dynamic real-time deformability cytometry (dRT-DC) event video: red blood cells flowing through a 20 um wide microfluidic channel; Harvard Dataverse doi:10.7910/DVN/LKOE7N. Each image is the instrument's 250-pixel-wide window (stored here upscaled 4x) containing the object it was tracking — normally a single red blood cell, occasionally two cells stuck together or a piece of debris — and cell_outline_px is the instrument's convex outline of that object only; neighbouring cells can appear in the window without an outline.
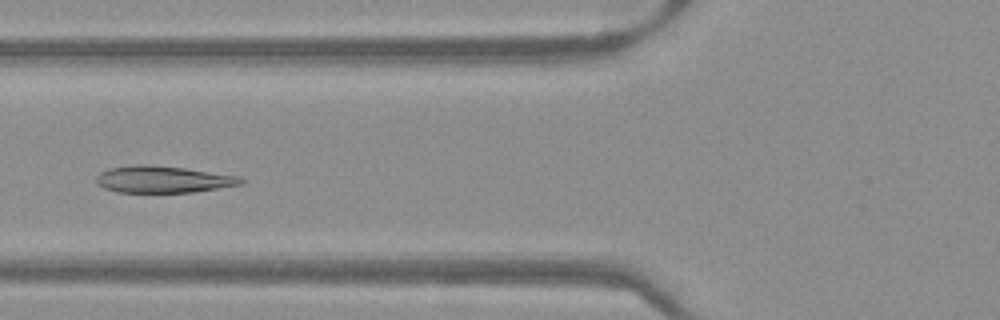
{"species": "Egyptian fruit bat (a non-hibernating species)", "species_latin": "Rousettus aegyptiacus", "temperature_condition": "warm", "stored_images_in_passage": 50, "camera_frame_rate_fps": 3000, "um_per_image_px": 0.085, "frame": {"image": 1, "passage_image": 19, "time_ms": 6.0, "image_size_px": [1000, 320], "cell_outline_px": [[248, 180], [244, 184], [192, 192], [116, 192], [104, 188], [96, 184], [96, 176], [100, 172], [108, 168], [136, 164], [152, 164], [184, 168], [240, 176]], "centroid_in_image_um": [13.86, 15.24], "position_along_channel_um": 111.9, "area_um2": 22.89}}
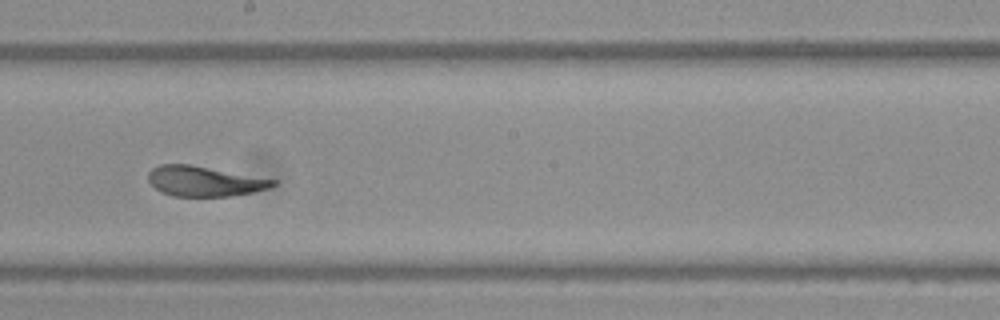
{"frame": {"image": 2, "passage_image": 28, "time_ms": 9.0, "image_size_px": [1000, 320], "cell_outline_px": [[276, 184], [268, 188], [252, 192], [228, 196], [172, 196], [160, 192], [148, 180], [148, 172], [152, 168], [160, 164], [192, 164], [276, 180]], "centroid_in_image_um": [17.33, 15.39], "position_along_channel_um": 230.9, "area_um2": 21.79}}
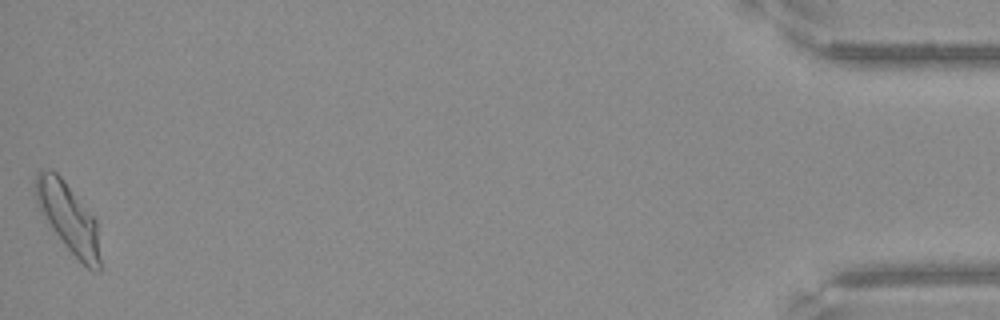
{"frame": {"image": 3, "passage_image": 50, "time_ms": 16.333, "image_size_px": [1000, 320], "cell_outline_px": [[100, 272], [96, 272], [88, 268], [64, 244], [52, 228], [36, 204], [32, 192], [36, 172], [40, 168], [48, 168], [56, 172], [60, 176], [96, 220], [100, 260]], "centroid_in_image_um": [5.75, 18.44], "position_along_channel_um": 429.5, "area_um2": 25.84}}